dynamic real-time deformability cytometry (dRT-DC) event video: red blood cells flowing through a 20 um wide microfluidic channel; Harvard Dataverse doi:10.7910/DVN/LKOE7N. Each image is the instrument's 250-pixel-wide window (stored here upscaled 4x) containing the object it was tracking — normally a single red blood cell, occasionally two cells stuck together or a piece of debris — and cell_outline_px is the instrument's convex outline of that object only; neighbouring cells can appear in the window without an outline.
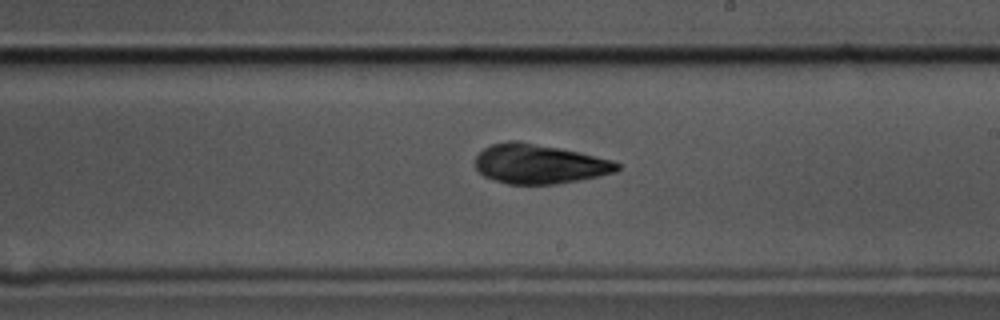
{"species": "common noctule bat (a hibernating species)", "species_latin": "Nyctalus noctula", "temperature_condition": "cold", "stored_images_in_passage": 7, "camera_frame_rate_fps": 3000, "um_per_image_px": 0.085, "animal": {"sex": "male", "body_mass_g": 17.5, "forearm_length_mm": 52.3}, "frame": {"image": 1, "passage_image": 6, "time_ms": 1.667, "image_size_px": [1000, 320], "cell_outline_px": [[620, 168], [616, 172], [600, 176], [556, 184], [508, 184], [492, 180], [484, 176], [476, 168], [476, 156], [484, 148], [492, 144], [508, 140], [516, 140], [560, 148], [580, 152], [612, 160], [620, 164]], "centroid_in_image_um": [45.84, 13.94], "position_along_channel_um": 243.2, "area_um2": 32.71}}
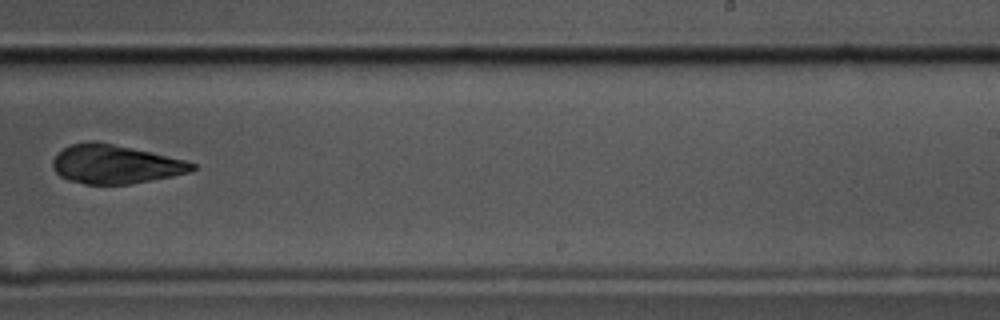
{"frame": {"image": 2, "passage_image": 7, "time_ms": 2.0, "image_size_px": [1000, 320], "cell_outline_px": [[196, 168], [188, 172], [172, 176], [128, 184], [84, 184], [68, 180], [60, 176], [52, 168], [52, 160], [64, 148], [72, 144], [88, 140], [112, 144], [132, 148], [184, 160], [196, 164]], "centroid_in_image_um": [9.75, 13.97], "position_along_channel_um": 279.2, "area_um2": 31.1}}